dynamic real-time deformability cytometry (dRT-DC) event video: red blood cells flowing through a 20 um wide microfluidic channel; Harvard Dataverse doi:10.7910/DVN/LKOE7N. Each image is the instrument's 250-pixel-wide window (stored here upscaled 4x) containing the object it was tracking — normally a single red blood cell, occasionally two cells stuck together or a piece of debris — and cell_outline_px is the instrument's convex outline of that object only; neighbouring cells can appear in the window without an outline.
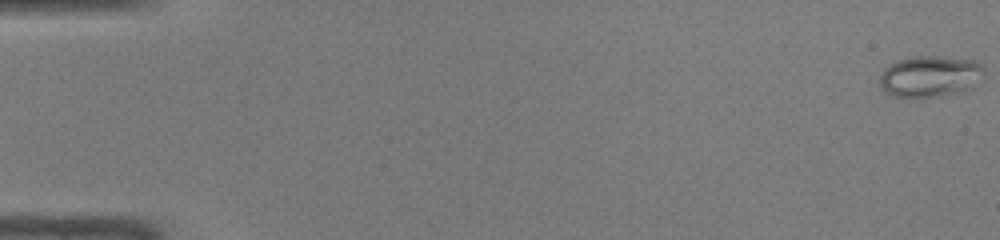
{"species": "common noctule bat (a hibernating species)", "species_latin": "Nyctalus noctula", "temperature_condition": "warm", "stored_images_in_passage": 48, "camera_frame_rate_fps": 3000, "um_per_image_px": 0.085, "animal": {"sex": "male", "body_mass_g": 19.0, "forearm_length_mm": 50.8}, "frame": {"image": 1, "passage_image": 1, "time_ms": 0.0, "image_size_px": [1000, 240], "cell_outline_px": [[984, 68], [972, 88], [964, 92], [940, 96], [912, 100], [892, 96], [880, 84], [880, 76], [884, 68], [888, 64], [900, 60], [916, 56], [940, 56], [976, 60], [984, 64]], "centroid_in_image_um": [79.05, 6.52], "position_along_channel_um": 6.0, "area_um2": 25.61}}
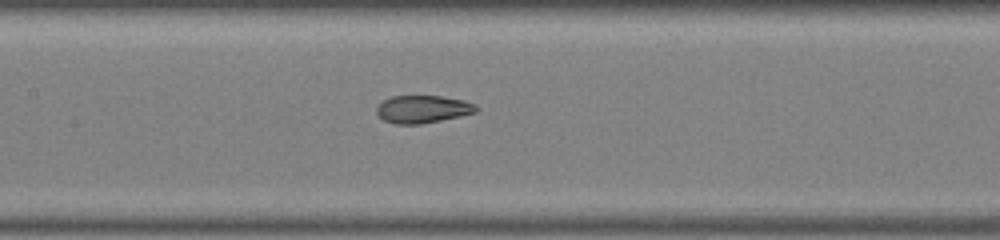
{"frame": {"image": 2, "passage_image": 24, "time_ms": 7.667, "image_size_px": [1000, 240], "cell_outline_px": [[480, 108], [476, 112], [460, 116], [420, 124], [396, 124], [384, 120], [376, 112], [376, 108], [384, 100], [392, 96], [440, 96], [464, 100], [476, 104]], "centroid_in_image_um": [35.96, 9.27], "position_along_channel_um": 171.4, "area_um2": 15.95}}
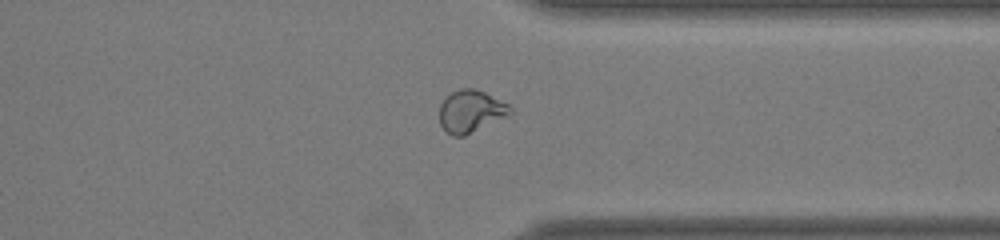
{"frame": {"image": 3, "passage_image": 38, "time_ms": 12.333, "image_size_px": [1000, 240], "cell_outline_px": [[512, 112], [464, 136], [452, 136], [440, 124], [440, 104], [452, 92], [460, 88], [472, 88], [484, 92], [508, 104], [512, 108]], "centroid_in_image_um": [39.98, 9.45], "position_along_channel_um": 371.4, "area_um2": 16.88}, "authors_computed_cell_mechanics": {"area_um2": 18.9295, "velocity_mm_per_s": 4.2965, "shape_relaxation_time_tau1_ms": null, "shape_relaxation_time_tau2_ms": 0.9752, "deformation_change_tau1": null, "deformation_change_tau2": 0.0596}}